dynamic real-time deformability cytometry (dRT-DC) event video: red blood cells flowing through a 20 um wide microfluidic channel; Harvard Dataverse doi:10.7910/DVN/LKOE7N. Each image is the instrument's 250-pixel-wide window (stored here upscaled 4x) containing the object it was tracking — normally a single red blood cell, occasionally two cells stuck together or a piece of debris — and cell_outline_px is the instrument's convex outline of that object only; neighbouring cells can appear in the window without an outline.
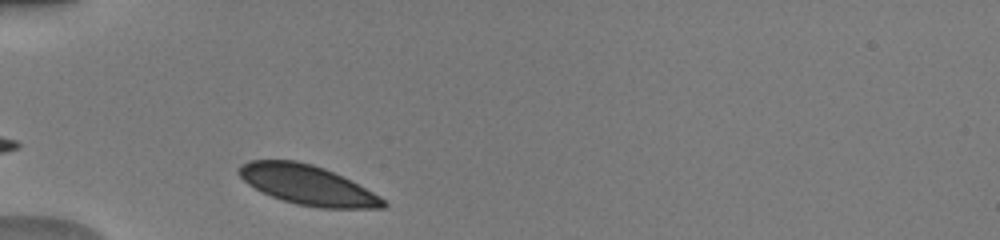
{"species": "human", "species_latin": "Homo sapiens", "temperature_condition": "warm", "stored_images_in_passage": 30, "camera_frame_rate_fps": 3000, "um_per_image_px": 0.085, "donor": {"sex": "male"}, "frame": {"image": 1, "passage_image": 1, "time_ms": 0.0, "image_size_px": [1000, 240], "cell_outline_px": [[388, 204], [384, 208], [324, 208], [296, 204], [272, 196], [248, 184], [240, 176], [240, 168], [244, 164], [252, 160], [296, 160], [312, 164], [324, 168], [380, 196]], "centroid_in_image_um": [26.16, 15.73], "position_along_channel_um": 58.8, "area_um2": 32.48}}
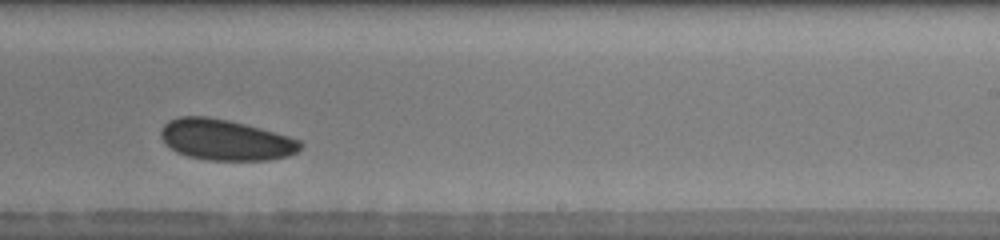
{"frame": {"image": 2, "passage_image": 18, "time_ms": 5.667, "image_size_px": [1000, 240], "cell_outline_px": [[304, 144], [296, 152], [288, 156], [268, 160], [208, 160], [188, 156], [176, 152], [160, 136], [160, 128], [168, 120], [180, 116], [204, 116], [228, 120], [260, 128], [288, 136], [300, 140]], "centroid_in_image_um": [19.16, 11.88], "position_along_channel_um": 269.8, "area_um2": 33.06}, "authors_computed_cell_mechanics": {"area_um2": 32.8304, "velocity_mm_per_s": 3.9428, "shape_relaxation_time_tau1_ms": 3.7309, "shape_relaxation_time_tau2_ms": null, "deformation_change_tau1": 0.0537, "deformation_change_tau2": null}}